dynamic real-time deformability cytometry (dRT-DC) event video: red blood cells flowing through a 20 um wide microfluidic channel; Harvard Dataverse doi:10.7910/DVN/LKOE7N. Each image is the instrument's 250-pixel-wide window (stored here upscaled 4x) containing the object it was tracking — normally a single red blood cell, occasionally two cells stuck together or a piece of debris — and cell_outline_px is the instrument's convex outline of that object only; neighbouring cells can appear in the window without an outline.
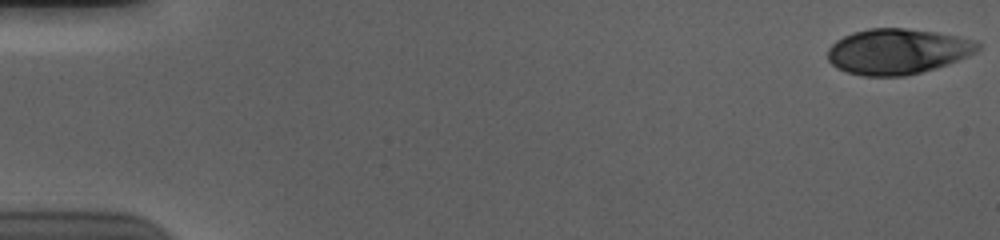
{"species": "human", "species_latin": "Homo sapiens", "temperature_condition": "cold", "stored_images_in_passage": 56, "camera_frame_rate_fps": 3000, "um_per_image_px": 0.085, "donor": {"sex": "male"}, "frame": {"image": 1, "passage_image": 1, "time_ms": 0.0, "image_size_px": [1000, 240], "cell_outline_px": [[980, 48], [976, 52], [968, 56], [948, 64], [920, 72], [904, 76], [864, 76], [848, 72], [836, 68], [828, 60], [828, 48], [836, 40], [852, 32], [868, 28], [904, 28], [936, 32], [956, 36], [972, 40], [980, 44]], "centroid_in_image_um": [76.26, 4.37], "position_along_channel_um": 8.7, "area_um2": 39.71}}
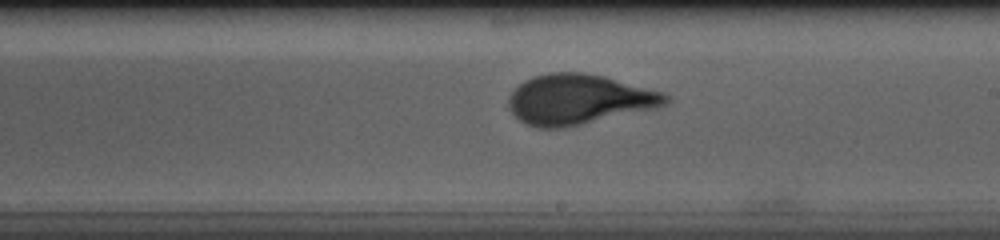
{"frame": {"image": 2, "passage_image": 33, "time_ms": 10.667, "image_size_px": [1000, 240], "cell_outline_px": [[672, 100], [656, 108], [580, 124], [560, 128], [536, 128], [524, 124], [508, 108], [508, 96], [524, 80], [532, 76], [548, 72], [584, 72], [604, 76], [664, 92]], "centroid_in_image_um": [49.17, 8.44], "position_along_channel_um": 239.8, "area_um2": 45.84}}
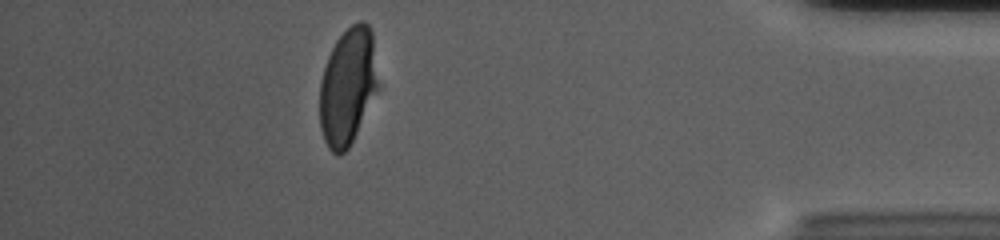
{"frame": {"image": 3, "passage_image": 50, "time_ms": 16.333, "image_size_px": [1000, 240], "cell_outline_px": [[380, 88], [348, 148], [340, 156], [336, 156], [328, 148], [324, 140], [320, 128], [320, 80], [328, 56], [336, 40], [352, 24], [360, 20], [364, 20], [368, 24], [372, 32], [380, 84]], "centroid_in_image_um": [29.58, 7.35], "position_along_channel_um": 405.6, "area_um2": 40.34}, "authors_computed_cell_mechanics": {"area_um2": 43.35, "velocity_mm_per_s": 3.7032, "shape_relaxation_time_tau1_ms": 4.2257, "shape_relaxation_time_tau2_ms": null, "deformation_change_tau1": 0.1805, "deformation_change_tau2": null}}